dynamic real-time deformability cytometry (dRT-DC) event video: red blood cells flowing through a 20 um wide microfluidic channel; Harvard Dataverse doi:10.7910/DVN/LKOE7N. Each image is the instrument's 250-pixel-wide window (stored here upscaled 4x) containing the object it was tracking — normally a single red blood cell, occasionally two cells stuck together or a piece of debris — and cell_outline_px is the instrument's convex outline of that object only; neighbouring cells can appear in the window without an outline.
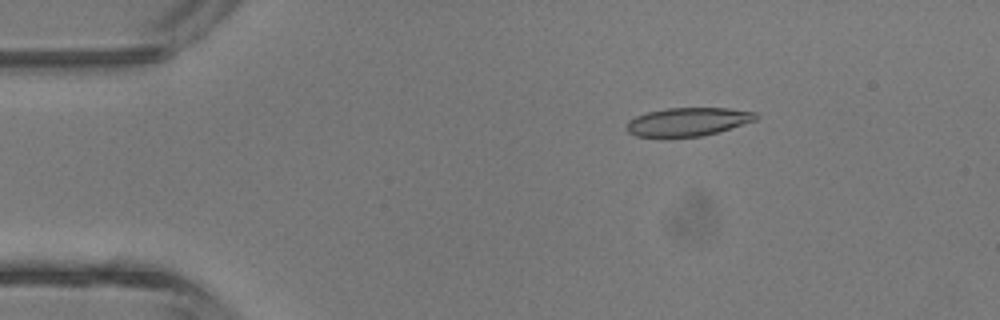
{"species": "common noctule bat (a hibernating species)", "species_latin": "Nyctalus noctula", "temperature_condition": "room temperature", "stored_images_in_passage": 40, "camera_frame_rate_fps": 3000, "um_per_image_px": 0.085, "animal": {"sex": "male", "body_mass_g": 13.3}, "frame": {"image": 1, "passage_image": 4, "time_ms": 1.0, "image_size_px": [1000, 320], "cell_outline_px": [[760, 116], [756, 120], [704, 136], [664, 140], [636, 136], [628, 132], [624, 128], [628, 120], [636, 116], [648, 112], [664, 108], [728, 108], [756, 112]], "centroid_in_image_um": [58.39, 10.39], "position_along_channel_um": 26.6, "area_um2": 22.31}}
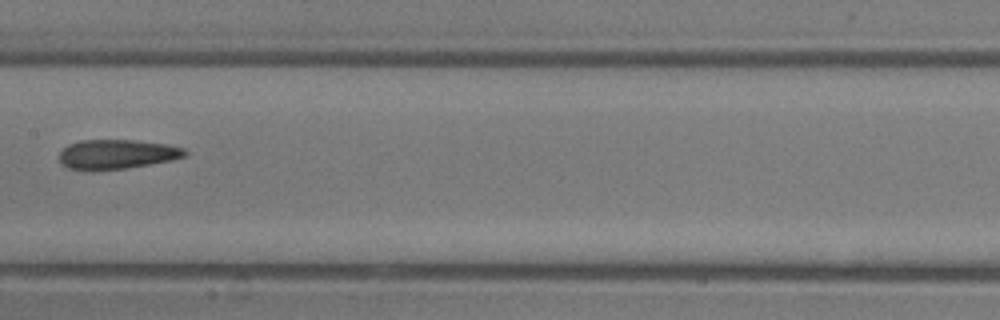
{"frame": {"image": 2, "passage_image": 19, "time_ms": 6.0, "image_size_px": [1000, 320], "cell_outline_px": [[188, 152], [184, 156], [172, 160], [128, 168], [68, 168], [60, 164], [60, 152], [68, 144], [80, 140], [132, 140], [168, 144], [184, 148]], "centroid_in_image_um": [9.97, 13.08], "position_along_channel_um": 197.4, "area_um2": 21.1}}
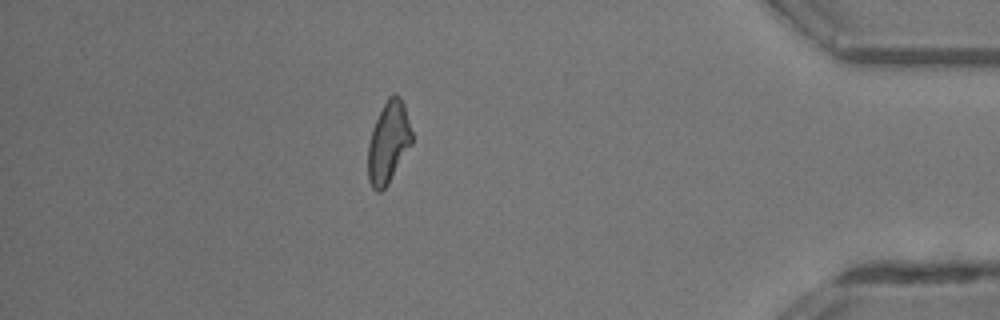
{"frame": {"image": 3, "passage_image": 35, "time_ms": 11.333, "image_size_px": [1000, 320], "cell_outline_px": [[412, 144], [388, 184], [380, 192], [376, 192], [372, 188], [368, 180], [368, 144], [372, 128], [388, 96], [392, 92], [396, 92], [400, 96], [404, 104], [412, 132]], "centroid_in_image_um": [33.01, 12.09], "position_along_channel_um": 402.2, "area_um2": 20.98}, "authors_computed_cell_mechanics": {"area_um2": 21.3571, "velocity_mm_per_s": 4.6868, "shape_relaxation_time_tau1_ms": 3.0766, "shape_relaxation_time_tau2_ms": 3.1927, "deformation_change_tau1": 0.1373, "deformation_change_tau2": 0.1406}}